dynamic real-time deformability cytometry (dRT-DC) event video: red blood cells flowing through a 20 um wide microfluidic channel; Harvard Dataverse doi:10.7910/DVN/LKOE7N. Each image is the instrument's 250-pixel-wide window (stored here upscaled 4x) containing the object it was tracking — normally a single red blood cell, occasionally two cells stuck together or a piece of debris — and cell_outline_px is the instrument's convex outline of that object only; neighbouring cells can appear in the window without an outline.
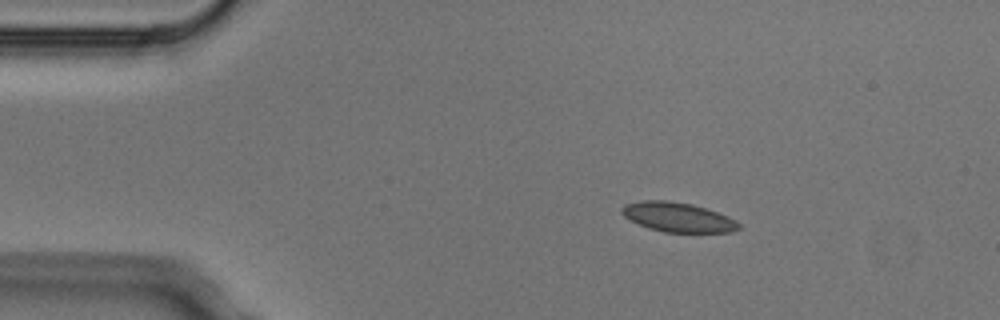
{"species": "Egyptian fruit bat (a non-hibernating species)", "species_latin": "Rousettus aegyptiacus", "temperature_condition": "cold", "stored_images_in_passage": 7, "camera_frame_rate_fps": 3000, "um_per_image_px": 0.085, "animal": {"sex": "male"}, "frame": {"image": 1, "passage_image": 2, "time_ms": 0.333, "image_size_px": [1000, 320], "cell_outline_px": [[740, 228], [732, 232], [664, 232], [648, 228], [624, 216], [620, 212], [620, 208], [624, 204], [644, 200], [668, 200], [692, 204], [728, 216], [736, 220], [740, 224]], "centroid_in_image_um": [57.61, 18.45], "position_along_channel_um": 27.4, "area_um2": 20.06}}
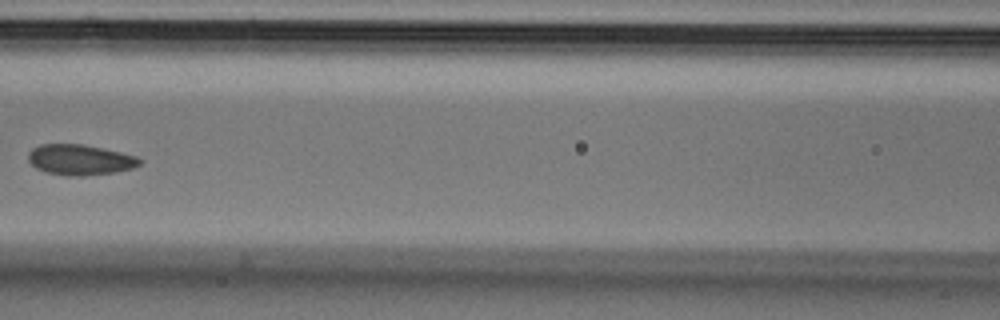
{"frame": {"image": 2, "passage_image": 6, "time_ms": 1.667, "image_size_px": [1000, 320], "cell_outline_px": [[144, 160], [140, 164], [132, 168], [116, 172], [84, 176], [68, 176], [44, 172], [36, 168], [28, 160], [28, 152], [32, 148], [40, 144], [84, 144], [120, 152], [136, 156]], "centroid_in_image_um": [6.79, 13.58], "position_along_channel_um": 159.8, "area_um2": 20.0}}
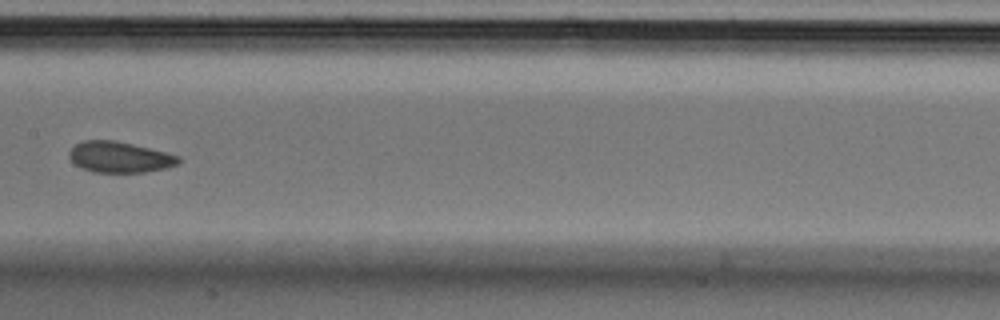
{"frame": {"image": 3, "passage_image": 7, "time_ms": 2.0, "image_size_px": [1000, 320], "cell_outline_px": [[180, 164], [168, 168], [144, 172], [92, 172], [80, 168], [68, 156], [68, 152], [76, 144], [84, 140], [116, 140], [180, 156]], "centroid_in_image_um": [10.17, 13.36], "position_along_channel_um": 197.2, "area_um2": 19.71}}